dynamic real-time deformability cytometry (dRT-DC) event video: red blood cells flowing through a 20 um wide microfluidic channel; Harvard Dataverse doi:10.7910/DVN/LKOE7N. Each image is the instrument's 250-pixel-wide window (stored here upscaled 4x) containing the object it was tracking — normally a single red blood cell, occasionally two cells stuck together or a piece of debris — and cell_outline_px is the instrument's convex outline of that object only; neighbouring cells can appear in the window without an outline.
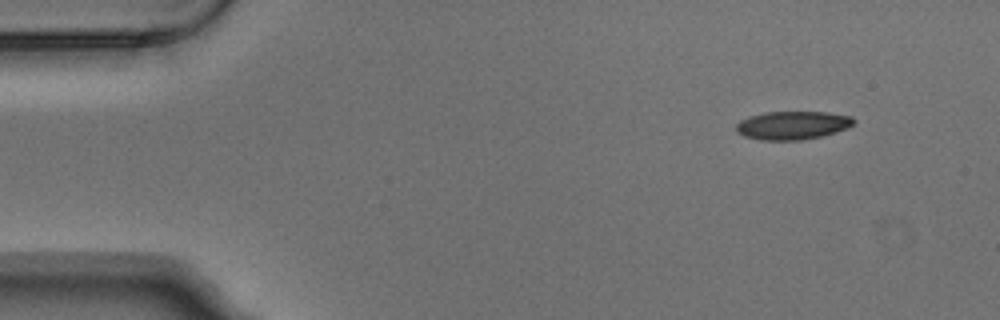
{"species": "Egyptian fruit bat (a non-hibernating species)", "species_latin": "Rousettus aegyptiacus", "temperature_condition": "warm", "stored_images_in_passage": 5, "camera_frame_rate_fps": 3000, "um_per_image_px": 0.085, "animal": {"sex": "male"}, "frame": {"image": 1, "passage_image": 1, "time_ms": 0.0, "image_size_px": [1000, 320], "cell_outline_px": [[856, 120], [848, 128], [836, 132], [820, 136], [800, 140], [760, 140], [744, 136], [736, 132], [736, 124], [740, 120], [748, 116], [764, 112], [828, 112], [852, 116]], "centroid_in_image_um": [67.35, 10.64], "position_along_channel_um": 17.7, "area_um2": 19.54}}
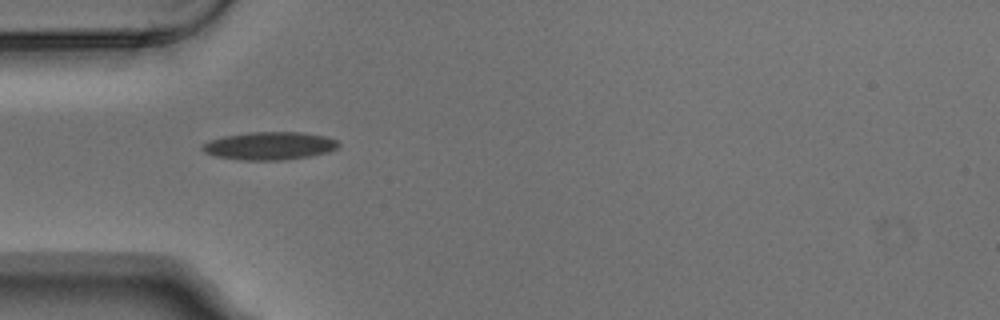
{"frame": {"image": 2, "passage_image": 4, "time_ms": 1.0, "image_size_px": [1000, 320], "cell_outline_px": [[340, 144], [336, 148], [328, 152], [308, 156], [284, 160], [240, 160], [212, 156], [204, 152], [200, 148], [200, 144], [224, 136], [248, 132], [300, 132], [324, 136], [336, 140]], "centroid_in_image_um": [22.85, 12.4], "position_along_channel_um": 62.2, "area_um2": 22.2}}
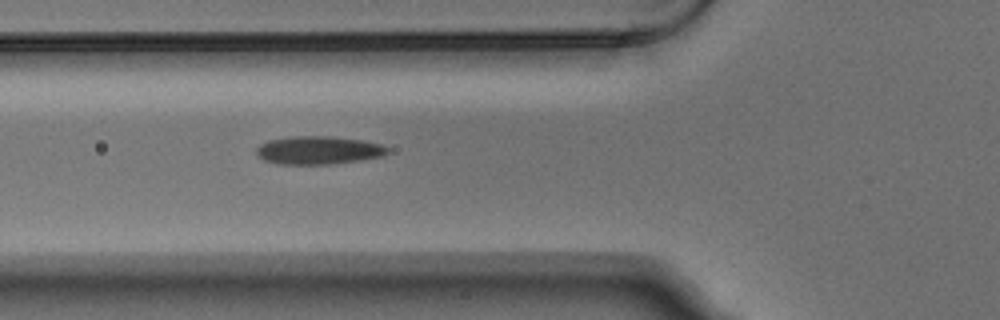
{"frame": {"image": 3, "passage_image": 5, "time_ms": 1.333, "image_size_px": [1000, 320], "cell_outline_px": [[388, 152], [384, 156], [360, 160], [332, 164], [276, 164], [264, 160], [256, 152], [256, 148], [260, 144], [268, 140], [292, 136], [328, 136], [360, 140], [380, 144], [388, 148]], "centroid_in_image_um": [27.05, 12.77], "position_along_channel_um": 98.8, "area_um2": 21.44}}